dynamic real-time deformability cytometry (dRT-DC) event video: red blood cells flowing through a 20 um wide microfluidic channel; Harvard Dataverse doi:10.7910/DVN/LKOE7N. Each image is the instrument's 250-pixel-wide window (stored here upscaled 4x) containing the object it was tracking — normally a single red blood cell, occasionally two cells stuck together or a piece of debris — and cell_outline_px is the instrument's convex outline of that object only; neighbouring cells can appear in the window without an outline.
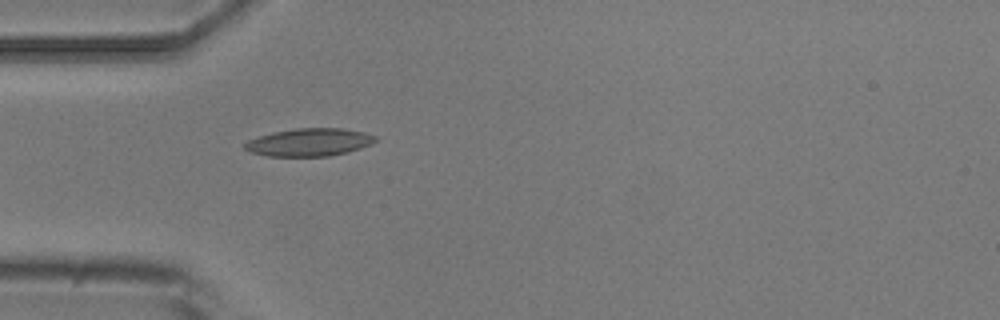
{"species": "common noctule bat (a hibernating species)", "species_latin": "Nyctalus noctula", "temperature_condition": "room temperature", "stored_images_in_passage": 1, "camera_frame_rate_fps": 3000, "um_per_image_px": 0.085, "animal": {"sex": "male", "body_mass_g": 20.5, "forearm_length_mm": 52.5}, "frame": {"image": 1, "passage_image": 1, "time_ms": 0.0, "image_size_px": [1000, 320], "cell_outline_px": [[380, 140], [372, 144], [348, 152], [328, 156], [268, 156], [252, 152], [244, 148], [244, 144], [248, 140], [272, 132], [296, 128], [344, 128], [364, 132], [376, 136]], "centroid_in_image_um": [26.34, 12.08], "position_along_channel_um": 58.7, "area_um2": 21.21}}